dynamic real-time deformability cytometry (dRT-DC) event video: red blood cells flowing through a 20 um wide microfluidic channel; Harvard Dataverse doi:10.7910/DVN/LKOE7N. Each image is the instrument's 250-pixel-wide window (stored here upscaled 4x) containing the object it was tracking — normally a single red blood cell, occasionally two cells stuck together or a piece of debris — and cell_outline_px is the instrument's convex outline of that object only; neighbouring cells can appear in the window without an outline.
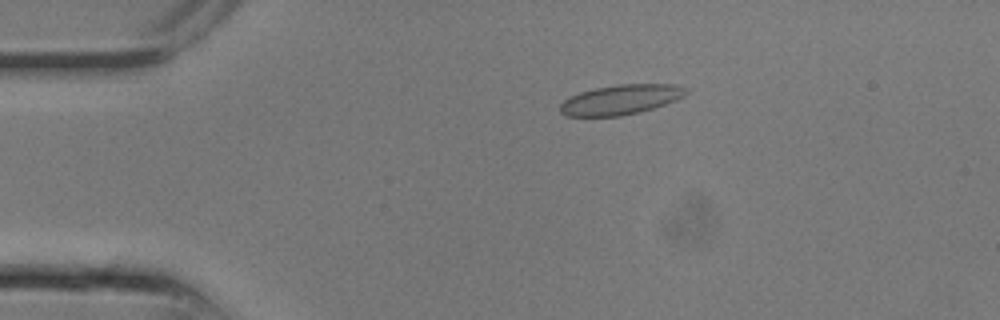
{"species": "common noctule bat (a hibernating species)", "species_latin": "Nyctalus noctula", "temperature_condition": "room temperature", "stored_images_in_passage": 5, "camera_frame_rate_fps": 3000, "um_per_image_px": 0.085, "animal": {"sex": "male", "body_mass_g": 13.3}, "frame": {"image": 1, "passage_image": 1, "time_ms": 0.0, "image_size_px": [1000, 320], "cell_outline_px": [[688, 92], [684, 96], [676, 100], [640, 112], [620, 116], [568, 116], [560, 112], [560, 104], [564, 100], [580, 92], [596, 88], [616, 84], [676, 84], [688, 88]], "centroid_in_image_um": [52.79, 8.46], "position_along_channel_um": 32.2, "area_um2": 21.85}}
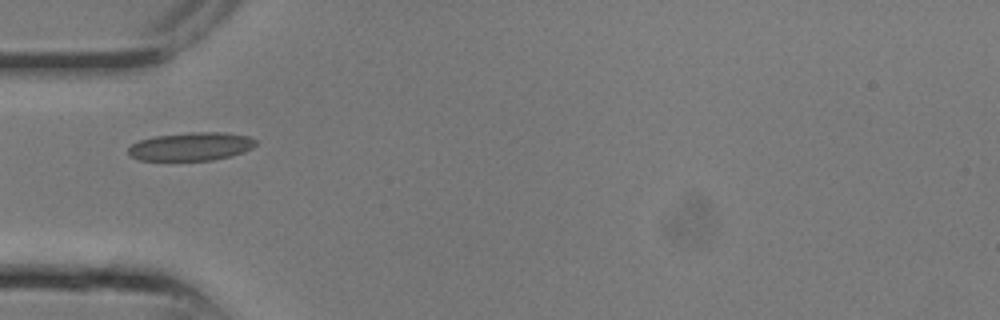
{"frame": {"image": 2, "passage_image": 4, "time_ms": 1.0, "image_size_px": [1000, 320], "cell_outline_px": [[256, 144], [252, 148], [244, 152], [232, 156], [212, 160], [140, 160], [128, 156], [128, 148], [132, 144], [140, 140], [156, 136], [192, 132], [224, 132], [248, 136], [256, 140]], "centroid_in_image_um": [16.25, 12.45], "position_along_channel_um": 68.8, "area_um2": 21.04}}